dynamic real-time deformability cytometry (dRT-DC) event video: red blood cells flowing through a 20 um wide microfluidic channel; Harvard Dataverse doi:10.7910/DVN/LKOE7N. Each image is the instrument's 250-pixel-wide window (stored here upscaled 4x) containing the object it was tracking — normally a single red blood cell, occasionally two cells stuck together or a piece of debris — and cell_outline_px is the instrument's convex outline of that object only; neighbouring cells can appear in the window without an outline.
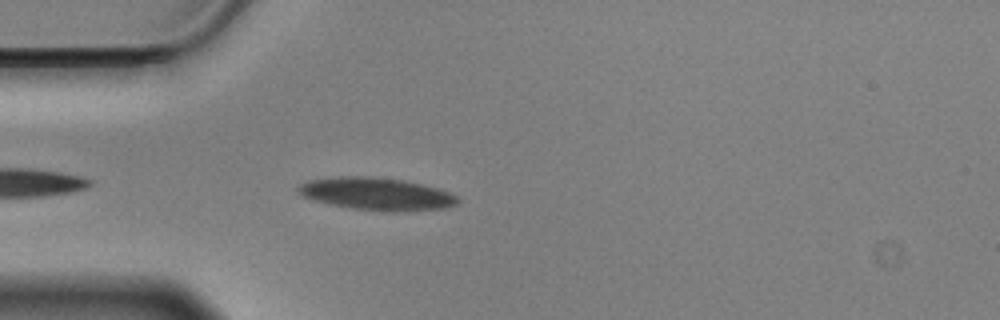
{"species": "Egyptian fruit bat (a non-hibernating species)", "species_latin": "Rousettus aegyptiacus", "temperature_condition": "cold", "stored_images_in_passage": 12, "camera_frame_rate_fps": 3000, "um_per_image_px": 0.085, "animal": {"sex": "male"}, "frame": {"image": 1, "passage_image": 3, "time_ms": 0.667, "image_size_px": [1000, 320], "cell_outline_px": [[460, 200], [456, 204], [448, 208], [396, 212], [388, 212], [352, 208], [332, 204], [316, 200], [304, 196], [296, 188], [300, 184], [308, 180], [336, 176], [372, 176], [404, 180], [440, 188], [456, 196]], "centroid_in_image_um": [32.06, 16.47], "position_along_channel_um": 52.9, "area_um2": 30.29}}
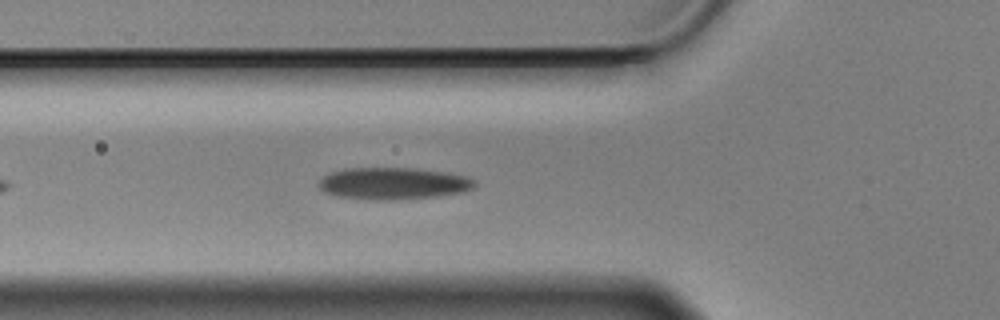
{"frame": {"image": 2, "passage_image": 7, "time_ms": 2.0, "image_size_px": [1000, 320], "cell_outline_px": [[476, 184], [472, 188], [460, 192], [436, 196], [392, 200], [376, 200], [336, 196], [324, 192], [316, 184], [328, 172], [344, 168], [416, 168], [448, 172], [464, 176], [476, 180]], "centroid_in_image_um": [33.38, 15.58], "position_along_channel_um": 92.4, "area_um2": 29.13}}
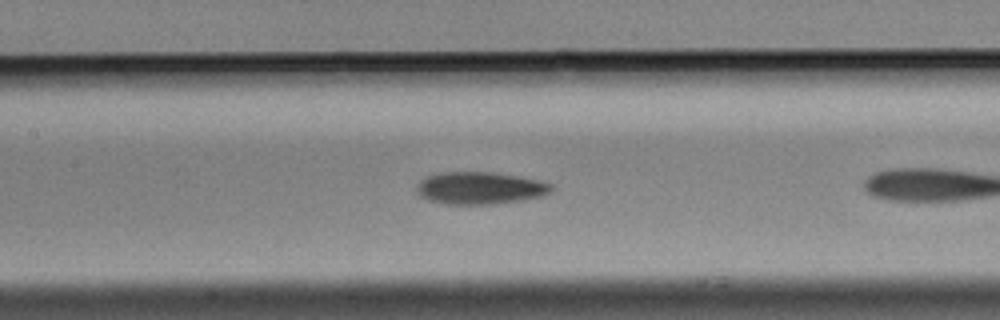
{"frame": {"image": 3, "passage_image": 10, "time_ms": 3.0, "image_size_px": [1000, 320], "cell_outline_px": [[552, 192], [544, 196], [524, 200], [492, 204], [448, 204], [428, 200], [420, 196], [416, 192], [416, 184], [424, 176], [440, 172], [492, 172], [520, 176], [540, 180], [552, 184]], "centroid_in_image_um": [40.8, 15.98], "position_along_channel_um": 166.6, "area_um2": 25.78}}